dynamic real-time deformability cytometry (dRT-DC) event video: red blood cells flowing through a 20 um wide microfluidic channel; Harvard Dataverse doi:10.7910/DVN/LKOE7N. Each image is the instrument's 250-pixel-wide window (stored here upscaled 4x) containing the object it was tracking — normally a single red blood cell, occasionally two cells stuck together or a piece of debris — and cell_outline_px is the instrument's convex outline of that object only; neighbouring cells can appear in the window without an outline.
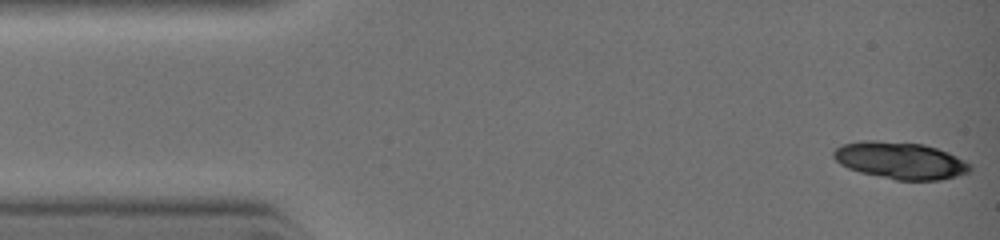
{"species": "common noctule bat (a hibernating species)", "species_latin": "Nyctalus noctula", "temperature_condition": "warm", "stored_images_in_passage": 6, "camera_frame_rate_fps": 3000, "um_per_image_px": 0.085, "animal": {"sex": "female", "body_mass_g": 19.0, "forearm_length_mm": 51.5}, "frame": {"image": 1, "passage_image": 1, "time_ms": 0.0, "image_size_px": [1000, 240], "cell_outline_px": [[972, 168], [968, 172], [956, 176], [936, 180], [896, 180], [860, 172], [848, 168], [840, 164], [832, 156], [832, 152], [836, 148], [844, 144], [860, 140], [876, 140], [924, 144], [948, 152], [956, 156], [968, 164]], "centroid_in_image_um": [76.48, 13.63], "position_along_channel_um": 8.5, "area_um2": 29.25}}